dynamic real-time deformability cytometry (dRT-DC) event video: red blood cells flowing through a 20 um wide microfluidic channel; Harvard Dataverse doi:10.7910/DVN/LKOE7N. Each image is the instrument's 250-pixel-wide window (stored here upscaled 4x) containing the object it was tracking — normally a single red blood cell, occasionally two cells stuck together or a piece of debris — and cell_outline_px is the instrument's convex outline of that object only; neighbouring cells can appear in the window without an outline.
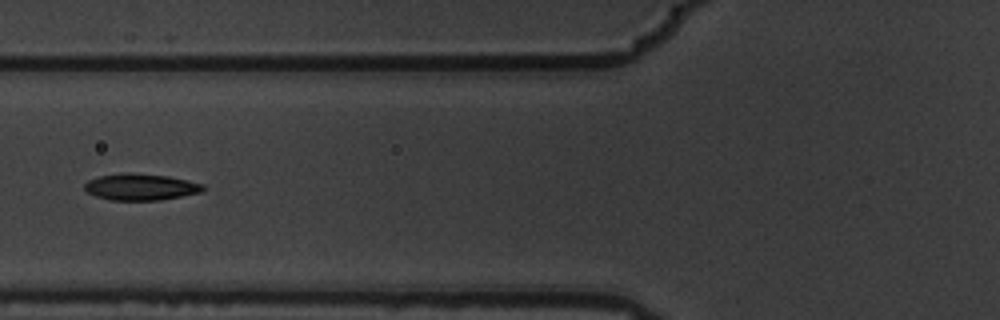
{"species": "common noctule bat (a hibernating species)", "species_latin": "Nyctalus noctula", "temperature_condition": "warm", "stored_images_in_passage": 11, "camera_frame_rate_fps": 3000, "um_per_image_px": 0.085, "animal": {"sex": "male", "body_mass_g": 19.5, "forearm_length_mm": 54.6}, "frame": {"image": 1, "passage_image": 7, "time_ms": 2.0, "image_size_px": [1000, 320], "cell_outline_px": [[204, 188], [200, 192], [160, 200], [112, 200], [96, 196], [88, 192], [84, 188], [84, 184], [88, 180], [100, 176], [128, 172], [168, 176], [204, 184]], "centroid_in_image_um": [11.94, 15.88], "position_along_channel_um": 113.9, "area_um2": 18.09}}
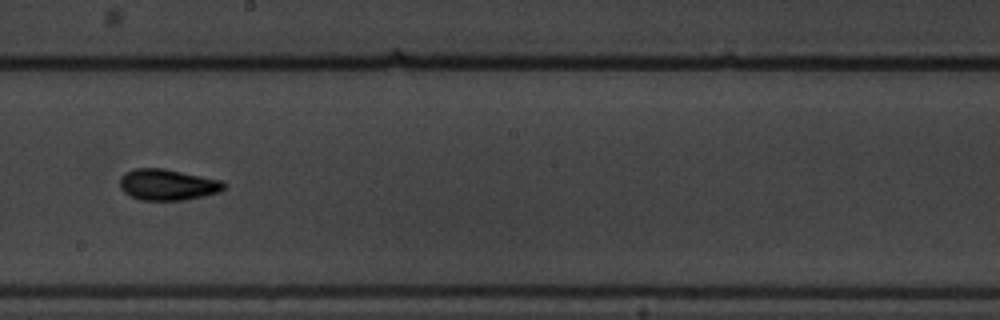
{"frame": {"image": 2, "passage_image": 10, "time_ms": 3.0, "image_size_px": [1000, 320], "cell_outline_px": [[228, 184], [220, 192], [204, 196], [184, 200], [140, 200], [124, 192], [120, 188], [120, 176], [124, 172], [136, 168], [164, 168], [220, 180]], "centroid_in_image_um": [14.24, 15.69], "position_along_channel_um": 234.0, "area_um2": 18.96}}
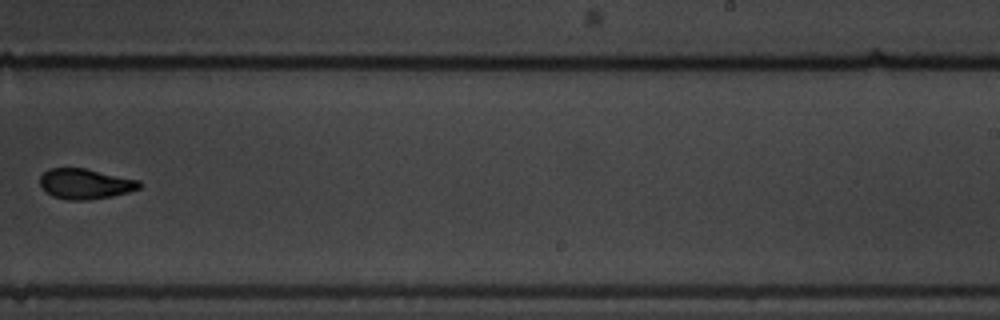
{"frame": {"image": 3, "passage_image": 11, "time_ms": 3.333, "image_size_px": [1000, 320], "cell_outline_px": [[144, 184], [140, 188], [128, 192], [112, 196], [88, 200], [68, 200], [52, 196], [40, 184], [40, 176], [48, 168], [84, 168], [140, 180]], "centroid_in_image_um": [7.28, 15.62], "position_along_channel_um": 281.7, "area_um2": 17.57}}